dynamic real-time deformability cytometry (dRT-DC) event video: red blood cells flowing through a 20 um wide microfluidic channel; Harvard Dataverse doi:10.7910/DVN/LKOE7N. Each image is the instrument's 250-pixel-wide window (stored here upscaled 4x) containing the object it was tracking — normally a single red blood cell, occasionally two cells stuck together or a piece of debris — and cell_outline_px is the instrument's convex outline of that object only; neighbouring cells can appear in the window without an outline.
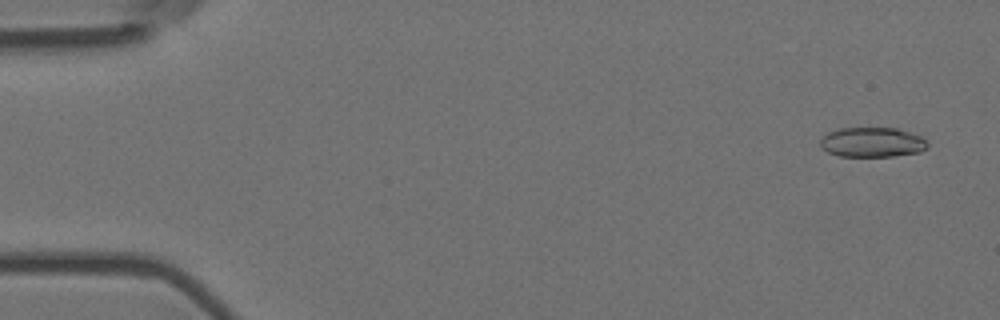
{"species": "Egyptian fruit bat (a non-hibernating species)", "species_latin": "Rousettus aegyptiacus", "temperature_condition": "room temperature", "stored_images_in_passage": 4, "camera_frame_rate_fps": 3000, "um_per_image_px": 0.085, "animal": {"sex": "female"}, "frame": {"image": 1, "passage_image": 1, "time_ms": 0.0, "image_size_px": [1000, 320], "cell_outline_px": [[928, 148], [920, 152], [892, 156], [840, 156], [828, 152], [820, 148], [820, 140], [828, 132], [840, 128], [896, 128], [924, 136], [928, 140]], "centroid_in_image_um": [74.18, 12.09], "position_along_channel_um": 10.8, "area_um2": 18.84}}
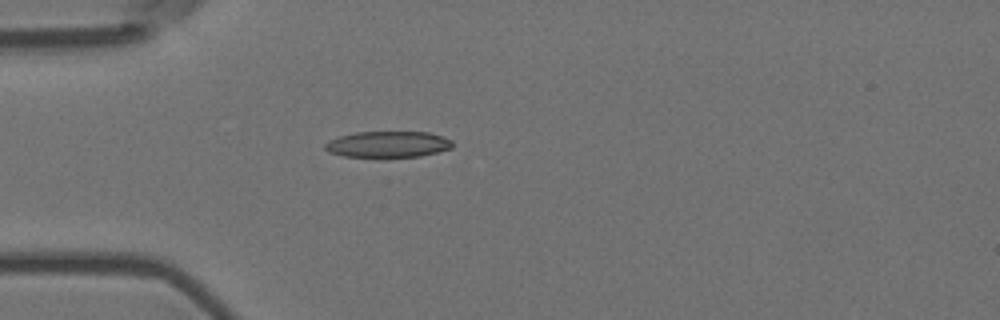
{"frame": {"image": 2, "passage_image": 4, "time_ms": 1.0, "image_size_px": [1000, 320], "cell_outline_px": [[452, 148], [420, 156], [344, 156], [328, 152], [324, 148], [324, 144], [328, 140], [340, 136], [356, 132], [428, 132], [452, 140]], "centroid_in_image_um": [32.94, 12.25], "position_along_channel_um": 52.1, "area_um2": 19.13}}